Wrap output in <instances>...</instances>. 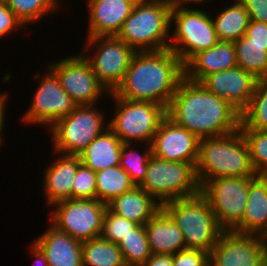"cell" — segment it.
<instances>
[{
  "label": "cell",
  "mask_w": 267,
  "mask_h": 266,
  "mask_svg": "<svg viewBox=\"0 0 267 266\" xmlns=\"http://www.w3.org/2000/svg\"><path fill=\"white\" fill-rule=\"evenodd\" d=\"M167 116L199 139L219 137L240 129L241 113L230 103L185 77L178 84Z\"/></svg>",
  "instance_id": "1"
},
{
  "label": "cell",
  "mask_w": 267,
  "mask_h": 266,
  "mask_svg": "<svg viewBox=\"0 0 267 266\" xmlns=\"http://www.w3.org/2000/svg\"><path fill=\"white\" fill-rule=\"evenodd\" d=\"M183 78L184 65L169 48L136 52L122 83L113 93L123 99L149 101L168 108Z\"/></svg>",
  "instance_id": "2"
},
{
  "label": "cell",
  "mask_w": 267,
  "mask_h": 266,
  "mask_svg": "<svg viewBox=\"0 0 267 266\" xmlns=\"http://www.w3.org/2000/svg\"><path fill=\"white\" fill-rule=\"evenodd\" d=\"M195 171L200 188L213 178L257 176L240 129L227 135L200 139Z\"/></svg>",
  "instance_id": "3"
},
{
  "label": "cell",
  "mask_w": 267,
  "mask_h": 266,
  "mask_svg": "<svg viewBox=\"0 0 267 266\" xmlns=\"http://www.w3.org/2000/svg\"><path fill=\"white\" fill-rule=\"evenodd\" d=\"M170 28L171 7L167 0H138L117 37L136 52L160 51L168 49Z\"/></svg>",
  "instance_id": "4"
},
{
  "label": "cell",
  "mask_w": 267,
  "mask_h": 266,
  "mask_svg": "<svg viewBox=\"0 0 267 266\" xmlns=\"http://www.w3.org/2000/svg\"><path fill=\"white\" fill-rule=\"evenodd\" d=\"M162 209L182 231L186 249L210 253L224 231L201 193L164 203Z\"/></svg>",
  "instance_id": "5"
},
{
  "label": "cell",
  "mask_w": 267,
  "mask_h": 266,
  "mask_svg": "<svg viewBox=\"0 0 267 266\" xmlns=\"http://www.w3.org/2000/svg\"><path fill=\"white\" fill-rule=\"evenodd\" d=\"M139 187L161 205L200 193L195 167L191 163L166 161L153 154Z\"/></svg>",
  "instance_id": "6"
},
{
  "label": "cell",
  "mask_w": 267,
  "mask_h": 266,
  "mask_svg": "<svg viewBox=\"0 0 267 266\" xmlns=\"http://www.w3.org/2000/svg\"><path fill=\"white\" fill-rule=\"evenodd\" d=\"M109 96H112L116 110L108 128L122 143L138 141L145 142L146 146L151 144L160 123L167 116V108L154 102L123 99L113 92Z\"/></svg>",
  "instance_id": "7"
},
{
  "label": "cell",
  "mask_w": 267,
  "mask_h": 266,
  "mask_svg": "<svg viewBox=\"0 0 267 266\" xmlns=\"http://www.w3.org/2000/svg\"><path fill=\"white\" fill-rule=\"evenodd\" d=\"M99 110L96 104L76 106L67 116L58 119L48 130L54 141L53 152L79 155L95 137L108 129L104 112Z\"/></svg>",
  "instance_id": "8"
},
{
  "label": "cell",
  "mask_w": 267,
  "mask_h": 266,
  "mask_svg": "<svg viewBox=\"0 0 267 266\" xmlns=\"http://www.w3.org/2000/svg\"><path fill=\"white\" fill-rule=\"evenodd\" d=\"M203 9H171L172 38L168 48L185 65L194 55L217 44L212 16Z\"/></svg>",
  "instance_id": "9"
},
{
  "label": "cell",
  "mask_w": 267,
  "mask_h": 266,
  "mask_svg": "<svg viewBox=\"0 0 267 266\" xmlns=\"http://www.w3.org/2000/svg\"><path fill=\"white\" fill-rule=\"evenodd\" d=\"M255 177H218L206 182L200 193L208 200L220 227L236 231L246 210L249 183Z\"/></svg>",
  "instance_id": "10"
},
{
  "label": "cell",
  "mask_w": 267,
  "mask_h": 266,
  "mask_svg": "<svg viewBox=\"0 0 267 266\" xmlns=\"http://www.w3.org/2000/svg\"><path fill=\"white\" fill-rule=\"evenodd\" d=\"M49 220L58 230L81 242L101 236L107 204L97 199H66L53 204Z\"/></svg>",
  "instance_id": "11"
},
{
  "label": "cell",
  "mask_w": 267,
  "mask_h": 266,
  "mask_svg": "<svg viewBox=\"0 0 267 266\" xmlns=\"http://www.w3.org/2000/svg\"><path fill=\"white\" fill-rule=\"evenodd\" d=\"M86 41V48H92L96 53L92 57L83 55L98 81L109 93L114 92L122 83L136 51L117 36L87 37Z\"/></svg>",
  "instance_id": "12"
},
{
  "label": "cell",
  "mask_w": 267,
  "mask_h": 266,
  "mask_svg": "<svg viewBox=\"0 0 267 266\" xmlns=\"http://www.w3.org/2000/svg\"><path fill=\"white\" fill-rule=\"evenodd\" d=\"M47 68L56 75L77 106L95 105L100 102L101 96L109 95L82 52L54 63L51 61Z\"/></svg>",
  "instance_id": "13"
},
{
  "label": "cell",
  "mask_w": 267,
  "mask_h": 266,
  "mask_svg": "<svg viewBox=\"0 0 267 266\" xmlns=\"http://www.w3.org/2000/svg\"><path fill=\"white\" fill-rule=\"evenodd\" d=\"M47 72L44 76L40 73L36 74V78L40 81L33 96V103L21 118L27 124L51 127L58 119L67 116L77 106L62 88L56 75L49 68Z\"/></svg>",
  "instance_id": "14"
},
{
  "label": "cell",
  "mask_w": 267,
  "mask_h": 266,
  "mask_svg": "<svg viewBox=\"0 0 267 266\" xmlns=\"http://www.w3.org/2000/svg\"><path fill=\"white\" fill-rule=\"evenodd\" d=\"M210 266H265V237L223 231L209 253Z\"/></svg>",
  "instance_id": "15"
},
{
  "label": "cell",
  "mask_w": 267,
  "mask_h": 266,
  "mask_svg": "<svg viewBox=\"0 0 267 266\" xmlns=\"http://www.w3.org/2000/svg\"><path fill=\"white\" fill-rule=\"evenodd\" d=\"M200 139L166 116L151 142L154 156L166 161L197 164Z\"/></svg>",
  "instance_id": "16"
},
{
  "label": "cell",
  "mask_w": 267,
  "mask_h": 266,
  "mask_svg": "<svg viewBox=\"0 0 267 266\" xmlns=\"http://www.w3.org/2000/svg\"><path fill=\"white\" fill-rule=\"evenodd\" d=\"M258 79L241 67L206 76L200 83L242 113L250 104Z\"/></svg>",
  "instance_id": "17"
},
{
  "label": "cell",
  "mask_w": 267,
  "mask_h": 266,
  "mask_svg": "<svg viewBox=\"0 0 267 266\" xmlns=\"http://www.w3.org/2000/svg\"><path fill=\"white\" fill-rule=\"evenodd\" d=\"M138 0H88L87 37L117 36Z\"/></svg>",
  "instance_id": "18"
},
{
  "label": "cell",
  "mask_w": 267,
  "mask_h": 266,
  "mask_svg": "<svg viewBox=\"0 0 267 266\" xmlns=\"http://www.w3.org/2000/svg\"><path fill=\"white\" fill-rule=\"evenodd\" d=\"M237 67L236 49L233 42H221L194 55L184 65V77L200 83L206 76Z\"/></svg>",
  "instance_id": "19"
},
{
  "label": "cell",
  "mask_w": 267,
  "mask_h": 266,
  "mask_svg": "<svg viewBox=\"0 0 267 266\" xmlns=\"http://www.w3.org/2000/svg\"><path fill=\"white\" fill-rule=\"evenodd\" d=\"M59 154L55 162L46 167L43 173V192L47 206L72 198L73 179L81 164L79 155Z\"/></svg>",
  "instance_id": "20"
},
{
  "label": "cell",
  "mask_w": 267,
  "mask_h": 266,
  "mask_svg": "<svg viewBox=\"0 0 267 266\" xmlns=\"http://www.w3.org/2000/svg\"><path fill=\"white\" fill-rule=\"evenodd\" d=\"M34 244L42 251L48 266H83L82 242L52 224Z\"/></svg>",
  "instance_id": "21"
},
{
  "label": "cell",
  "mask_w": 267,
  "mask_h": 266,
  "mask_svg": "<svg viewBox=\"0 0 267 266\" xmlns=\"http://www.w3.org/2000/svg\"><path fill=\"white\" fill-rule=\"evenodd\" d=\"M145 230L152 254H169L186 249L182 231L161 208L146 224Z\"/></svg>",
  "instance_id": "22"
},
{
  "label": "cell",
  "mask_w": 267,
  "mask_h": 266,
  "mask_svg": "<svg viewBox=\"0 0 267 266\" xmlns=\"http://www.w3.org/2000/svg\"><path fill=\"white\" fill-rule=\"evenodd\" d=\"M236 232L267 237V176H256L249 183L246 210Z\"/></svg>",
  "instance_id": "23"
},
{
  "label": "cell",
  "mask_w": 267,
  "mask_h": 266,
  "mask_svg": "<svg viewBox=\"0 0 267 266\" xmlns=\"http://www.w3.org/2000/svg\"><path fill=\"white\" fill-rule=\"evenodd\" d=\"M107 206L113 213L138 225H145L162 208L161 204L139 186L114 198Z\"/></svg>",
  "instance_id": "24"
},
{
  "label": "cell",
  "mask_w": 267,
  "mask_h": 266,
  "mask_svg": "<svg viewBox=\"0 0 267 266\" xmlns=\"http://www.w3.org/2000/svg\"><path fill=\"white\" fill-rule=\"evenodd\" d=\"M121 140L108 128L79 154L81 163L95 173L120 163Z\"/></svg>",
  "instance_id": "25"
},
{
  "label": "cell",
  "mask_w": 267,
  "mask_h": 266,
  "mask_svg": "<svg viewBox=\"0 0 267 266\" xmlns=\"http://www.w3.org/2000/svg\"><path fill=\"white\" fill-rule=\"evenodd\" d=\"M213 22L217 37L221 42H235L246 33L250 18L247 9L240 0L225 7Z\"/></svg>",
  "instance_id": "26"
},
{
  "label": "cell",
  "mask_w": 267,
  "mask_h": 266,
  "mask_svg": "<svg viewBox=\"0 0 267 266\" xmlns=\"http://www.w3.org/2000/svg\"><path fill=\"white\" fill-rule=\"evenodd\" d=\"M237 66L258 80H267V43L252 42L245 34L234 42Z\"/></svg>",
  "instance_id": "27"
},
{
  "label": "cell",
  "mask_w": 267,
  "mask_h": 266,
  "mask_svg": "<svg viewBox=\"0 0 267 266\" xmlns=\"http://www.w3.org/2000/svg\"><path fill=\"white\" fill-rule=\"evenodd\" d=\"M135 186L128 173L119 165L96 172V199L104 204Z\"/></svg>",
  "instance_id": "28"
},
{
  "label": "cell",
  "mask_w": 267,
  "mask_h": 266,
  "mask_svg": "<svg viewBox=\"0 0 267 266\" xmlns=\"http://www.w3.org/2000/svg\"><path fill=\"white\" fill-rule=\"evenodd\" d=\"M83 266H126L122 252L101 236L82 242Z\"/></svg>",
  "instance_id": "29"
},
{
  "label": "cell",
  "mask_w": 267,
  "mask_h": 266,
  "mask_svg": "<svg viewBox=\"0 0 267 266\" xmlns=\"http://www.w3.org/2000/svg\"><path fill=\"white\" fill-rule=\"evenodd\" d=\"M117 245L126 266H142L152 255L145 225H137Z\"/></svg>",
  "instance_id": "30"
},
{
  "label": "cell",
  "mask_w": 267,
  "mask_h": 266,
  "mask_svg": "<svg viewBox=\"0 0 267 266\" xmlns=\"http://www.w3.org/2000/svg\"><path fill=\"white\" fill-rule=\"evenodd\" d=\"M241 122L249 129L267 131V80H258Z\"/></svg>",
  "instance_id": "31"
},
{
  "label": "cell",
  "mask_w": 267,
  "mask_h": 266,
  "mask_svg": "<svg viewBox=\"0 0 267 266\" xmlns=\"http://www.w3.org/2000/svg\"><path fill=\"white\" fill-rule=\"evenodd\" d=\"M7 6L15 13L16 17L23 23L38 22L47 14L57 12L60 8V0H3ZM54 11V12H53Z\"/></svg>",
  "instance_id": "32"
},
{
  "label": "cell",
  "mask_w": 267,
  "mask_h": 266,
  "mask_svg": "<svg viewBox=\"0 0 267 266\" xmlns=\"http://www.w3.org/2000/svg\"><path fill=\"white\" fill-rule=\"evenodd\" d=\"M240 130L247 143L256 175L267 176V131L249 129L242 122Z\"/></svg>",
  "instance_id": "33"
},
{
  "label": "cell",
  "mask_w": 267,
  "mask_h": 266,
  "mask_svg": "<svg viewBox=\"0 0 267 266\" xmlns=\"http://www.w3.org/2000/svg\"><path fill=\"white\" fill-rule=\"evenodd\" d=\"M134 146L135 143L122 144L119 166L128 173L132 182L139 186L146 177L148 160L152 152L151 144H148L143 154L136 152Z\"/></svg>",
  "instance_id": "34"
},
{
  "label": "cell",
  "mask_w": 267,
  "mask_h": 266,
  "mask_svg": "<svg viewBox=\"0 0 267 266\" xmlns=\"http://www.w3.org/2000/svg\"><path fill=\"white\" fill-rule=\"evenodd\" d=\"M137 225L133 221L123 218L107 208L104 215L101 237L114 244H118Z\"/></svg>",
  "instance_id": "35"
},
{
  "label": "cell",
  "mask_w": 267,
  "mask_h": 266,
  "mask_svg": "<svg viewBox=\"0 0 267 266\" xmlns=\"http://www.w3.org/2000/svg\"><path fill=\"white\" fill-rule=\"evenodd\" d=\"M72 198L96 199V173L82 163L73 179Z\"/></svg>",
  "instance_id": "36"
},
{
  "label": "cell",
  "mask_w": 267,
  "mask_h": 266,
  "mask_svg": "<svg viewBox=\"0 0 267 266\" xmlns=\"http://www.w3.org/2000/svg\"><path fill=\"white\" fill-rule=\"evenodd\" d=\"M173 266H208L209 253L198 249H184L172 255Z\"/></svg>",
  "instance_id": "37"
},
{
  "label": "cell",
  "mask_w": 267,
  "mask_h": 266,
  "mask_svg": "<svg viewBox=\"0 0 267 266\" xmlns=\"http://www.w3.org/2000/svg\"><path fill=\"white\" fill-rule=\"evenodd\" d=\"M25 27L23 23L16 17L15 13L0 0V38Z\"/></svg>",
  "instance_id": "38"
},
{
  "label": "cell",
  "mask_w": 267,
  "mask_h": 266,
  "mask_svg": "<svg viewBox=\"0 0 267 266\" xmlns=\"http://www.w3.org/2000/svg\"><path fill=\"white\" fill-rule=\"evenodd\" d=\"M249 13L250 20L267 23V0H240Z\"/></svg>",
  "instance_id": "39"
},
{
  "label": "cell",
  "mask_w": 267,
  "mask_h": 266,
  "mask_svg": "<svg viewBox=\"0 0 267 266\" xmlns=\"http://www.w3.org/2000/svg\"><path fill=\"white\" fill-rule=\"evenodd\" d=\"M245 35L252 42L267 43V23L250 20Z\"/></svg>",
  "instance_id": "40"
},
{
  "label": "cell",
  "mask_w": 267,
  "mask_h": 266,
  "mask_svg": "<svg viewBox=\"0 0 267 266\" xmlns=\"http://www.w3.org/2000/svg\"><path fill=\"white\" fill-rule=\"evenodd\" d=\"M142 266H173L172 255L152 254Z\"/></svg>",
  "instance_id": "41"
},
{
  "label": "cell",
  "mask_w": 267,
  "mask_h": 266,
  "mask_svg": "<svg viewBox=\"0 0 267 266\" xmlns=\"http://www.w3.org/2000/svg\"><path fill=\"white\" fill-rule=\"evenodd\" d=\"M4 93H7V92H3V93H0V143H2L4 140H3V128H4V120H5V105L7 104L6 102L7 101V97L8 95L7 94H4ZM7 95V96H6ZM2 133V134H1ZM2 145V144H0Z\"/></svg>",
  "instance_id": "42"
},
{
  "label": "cell",
  "mask_w": 267,
  "mask_h": 266,
  "mask_svg": "<svg viewBox=\"0 0 267 266\" xmlns=\"http://www.w3.org/2000/svg\"><path fill=\"white\" fill-rule=\"evenodd\" d=\"M30 248L32 255L36 258V263L39 264V266H48L45 255L34 243ZM36 263L33 266H38Z\"/></svg>",
  "instance_id": "43"
},
{
  "label": "cell",
  "mask_w": 267,
  "mask_h": 266,
  "mask_svg": "<svg viewBox=\"0 0 267 266\" xmlns=\"http://www.w3.org/2000/svg\"><path fill=\"white\" fill-rule=\"evenodd\" d=\"M171 9H185V8H189L188 5L185 6L186 4L188 3H197V4H201L203 3H206V0H167ZM208 1V0H207ZM184 3V4H183Z\"/></svg>",
  "instance_id": "44"
},
{
  "label": "cell",
  "mask_w": 267,
  "mask_h": 266,
  "mask_svg": "<svg viewBox=\"0 0 267 266\" xmlns=\"http://www.w3.org/2000/svg\"><path fill=\"white\" fill-rule=\"evenodd\" d=\"M265 266H267V237H265Z\"/></svg>",
  "instance_id": "45"
}]
</instances>
